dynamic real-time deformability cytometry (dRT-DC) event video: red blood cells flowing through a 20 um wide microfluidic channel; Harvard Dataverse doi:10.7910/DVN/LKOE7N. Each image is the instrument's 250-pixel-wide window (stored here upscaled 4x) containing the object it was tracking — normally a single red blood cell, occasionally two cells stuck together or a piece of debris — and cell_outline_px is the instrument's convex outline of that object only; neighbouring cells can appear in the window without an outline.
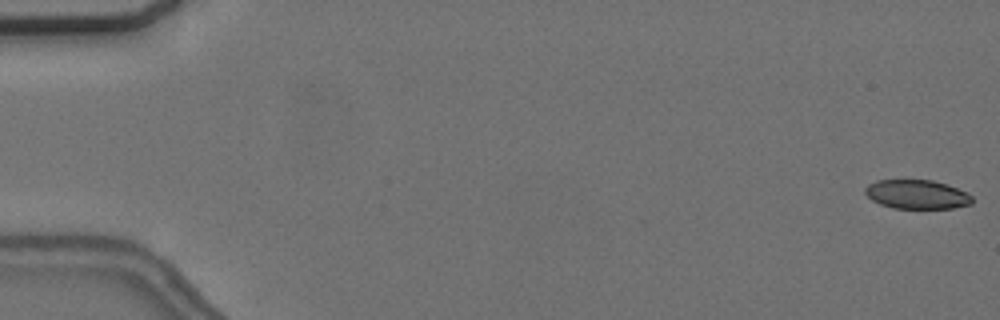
{"species": "common noctule bat (a hibernating species)", "species_latin": "Nyctalus noctula", "temperature_condition": "cold", "stored_images_in_passage": 56, "camera_frame_rate_fps": 3000, "um_per_image_px": 0.085, "animal": {"sex": "female", "body_mass_g": 24.6, "forearm_length_mm": 56.2}, "frame": {"image": 1, "passage_image": 1, "time_ms": 0.0, "image_size_px": [1000, 320], "cell_outline_px": [[972, 204], [952, 208], [892, 208], [880, 204], [872, 200], [864, 192], [864, 188], [868, 184], [876, 180], [932, 180], [968, 192], [972, 196]], "centroid_in_image_um": [77.92, 16.52], "position_along_channel_um": 7.1, "area_um2": 18.09}}
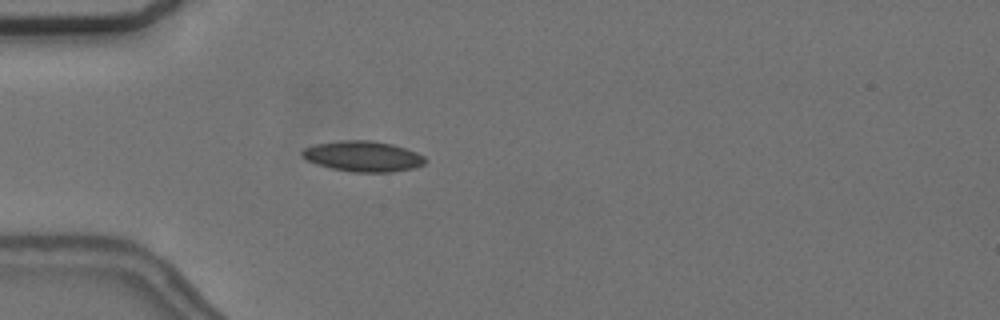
{"frame": {"image": 2, "passage_image": 17, "time_ms": 5.333, "image_size_px": [1000, 320], "cell_outline_px": [[428, 160], [424, 164], [416, 168], [392, 172], [352, 172], [332, 168], [308, 160], [300, 156], [300, 152], [304, 148], [316, 144], [340, 140], [372, 140], [392, 144], [416, 152], [424, 156]], "centroid_in_image_um": [30.88, 13.28], "position_along_channel_um": 54.1, "area_um2": 21.96}}
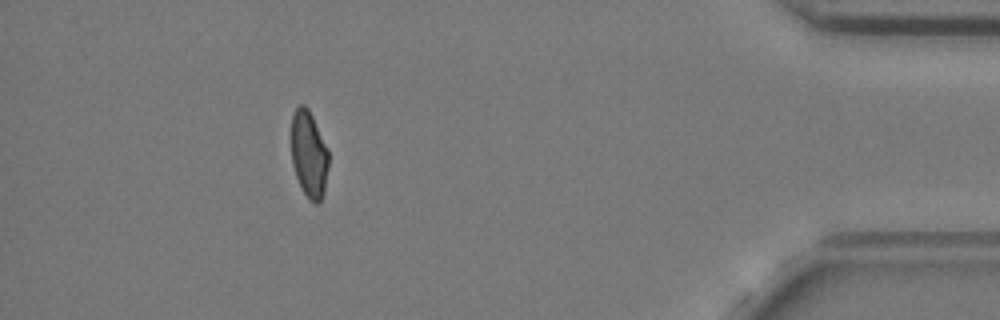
{"frame": {"image": 3, "passage_image": 51, "time_ms": 16.667, "image_size_px": [1000, 320], "cell_outline_px": [[328, 168], [324, 192], [320, 204], [312, 204], [308, 200], [296, 176], [292, 164], [292, 116], [296, 108], [300, 104], [304, 104], [308, 108], [328, 148]], "centroid_in_image_um": [26.27, 13.15], "position_along_channel_um": 408.9, "area_um2": 18.9}, "authors_computed_cell_mechanics": {"area_um2": 20.0277, "velocity_mm_per_s": 3.6847, "shape_relaxation_time_tau1_ms": null, "shape_relaxation_time_tau2_ms": 6.9394, "deformation_change_tau1": null, "deformation_change_tau2": 0.119}}